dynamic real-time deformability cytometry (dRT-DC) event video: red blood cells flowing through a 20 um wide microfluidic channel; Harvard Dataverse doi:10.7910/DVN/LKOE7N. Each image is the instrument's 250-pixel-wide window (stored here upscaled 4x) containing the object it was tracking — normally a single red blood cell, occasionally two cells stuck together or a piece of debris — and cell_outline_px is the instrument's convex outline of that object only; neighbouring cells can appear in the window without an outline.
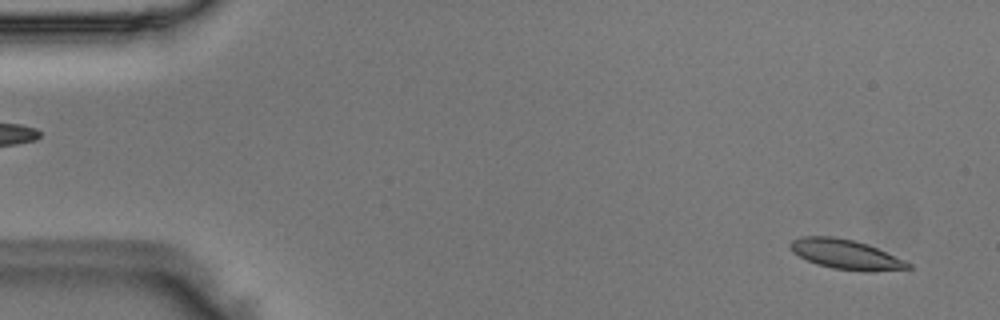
{"species": "Egyptian fruit bat (a non-hibernating species)", "species_latin": "Rousettus aegyptiacus", "temperature_condition": "room temperature", "stored_images_in_passage": 50, "camera_frame_rate_fps": 3000, "um_per_image_px": 0.085, "animal": {"sex": "male"}, "frame": {"image": 1, "passage_image": 2, "time_ms": 0.333, "image_size_px": [1000, 320], "cell_outline_px": [[912, 268], [872, 272], [832, 268], [816, 264], [792, 252], [788, 244], [792, 240], [804, 236], [832, 236], [852, 240], [868, 244], [904, 260], [912, 264]], "centroid_in_image_um": [71.89, 21.62], "position_along_channel_um": 13.1, "area_um2": 20.29}}
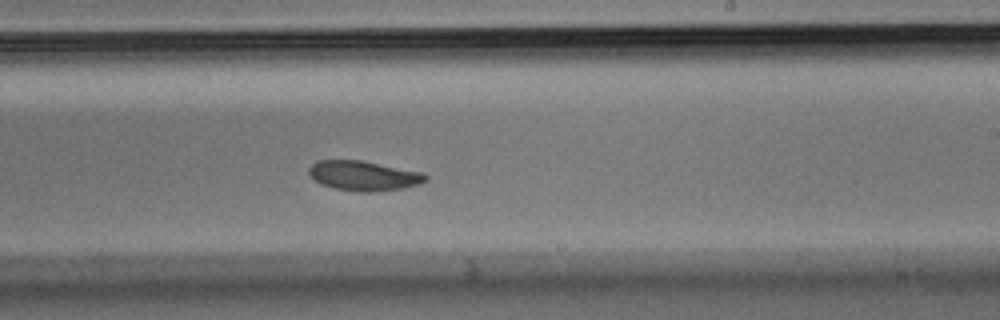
{"frame": {"image": 2, "passage_image": 30, "time_ms": 9.667, "image_size_px": [1000, 320], "cell_outline_px": [[428, 180], [420, 184], [404, 188], [372, 192], [360, 192], [332, 188], [320, 184], [308, 172], [308, 168], [316, 160], [360, 160], [424, 172], [428, 176]], "centroid_in_image_um": [30.94, 14.94], "position_along_channel_um": 258.1, "area_um2": 20.46}}
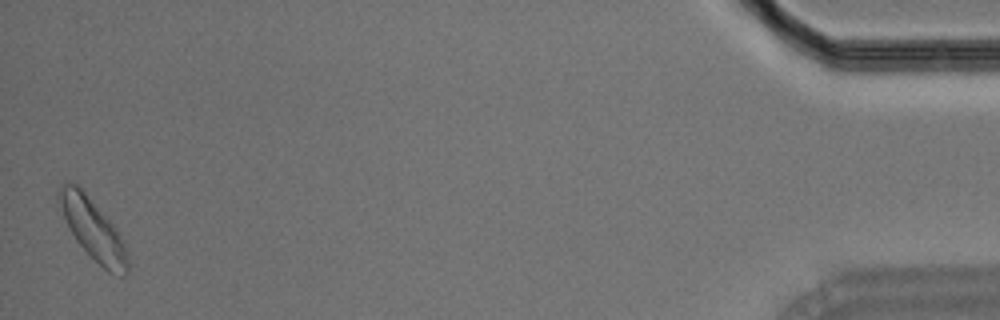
{"frame": {"image": 3, "passage_image": 50, "time_ms": 16.333, "image_size_px": [1000, 320], "cell_outline_px": [[132, 264], [128, 272], [124, 276], [120, 276], [108, 272], [76, 240], [56, 200], [56, 192], [68, 180], [76, 184], [84, 192], [112, 224], [120, 236], [124, 244]], "centroid_in_image_um": [7.92, 19.51], "position_along_channel_um": 427.3, "area_um2": 23.87}}